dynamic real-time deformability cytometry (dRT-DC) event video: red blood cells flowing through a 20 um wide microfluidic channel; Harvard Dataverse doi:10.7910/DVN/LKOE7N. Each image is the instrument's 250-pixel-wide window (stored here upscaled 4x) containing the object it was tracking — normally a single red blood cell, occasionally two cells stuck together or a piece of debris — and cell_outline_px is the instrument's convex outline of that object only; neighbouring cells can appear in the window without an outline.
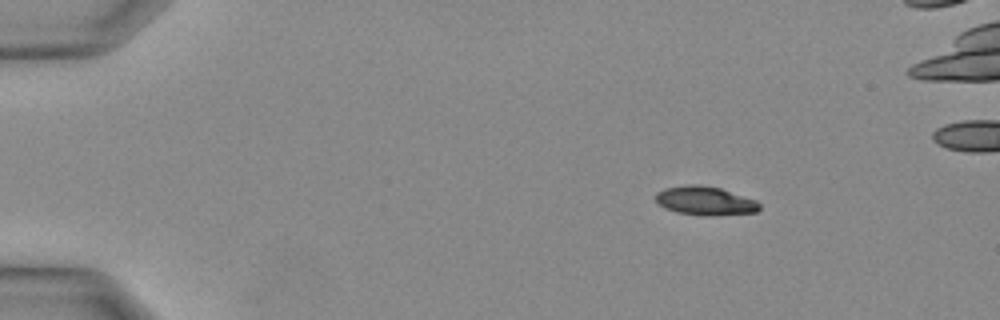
{"species": "Egyptian fruit bat (a non-hibernating species)", "species_latin": "Rousettus aegyptiacus", "temperature_condition": "warm", "stored_images_in_passage": 12, "camera_frame_rate_fps": 3000, "um_per_image_px": 0.085, "animal": {"sex": "female"}, "frame": {"image": 1, "passage_image": 4, "time_ms": 1.0, "image_size_px": [1000, 320], "cell_outline_px": [[760, 208], [756, 212], [676, 212], [664, 208], [656, 204], [656, 192], [664, 188], [688, 184], [700, 184], [720, 188], [756, 200], [760, 204]], "centroid_in_image_um": [59.84, 16.98], "position_along_channel_um": 25.2, "area_um2": 16.36}}
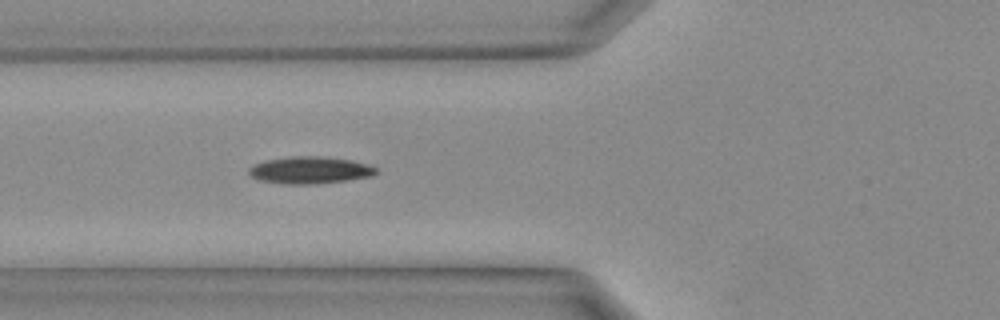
{"frame": {"image": 2, "passage_image": 12, "time_ms": 3.667, "image_size_px": [1000, 320], "cell_outline_px": [[380, 172], [372, 176], [348, 180], [312, 184], [288, 184], [260, 180], [248, 176], [248, 168], [252, 164], [264, 160], [288, 156], [320, 156], [352, 160], [372, 164], [380, 168]], "centroid_in_image_um": [26.38, 14.45], "position_along_channel_um": 99.4, "area_um2": 20.58}}